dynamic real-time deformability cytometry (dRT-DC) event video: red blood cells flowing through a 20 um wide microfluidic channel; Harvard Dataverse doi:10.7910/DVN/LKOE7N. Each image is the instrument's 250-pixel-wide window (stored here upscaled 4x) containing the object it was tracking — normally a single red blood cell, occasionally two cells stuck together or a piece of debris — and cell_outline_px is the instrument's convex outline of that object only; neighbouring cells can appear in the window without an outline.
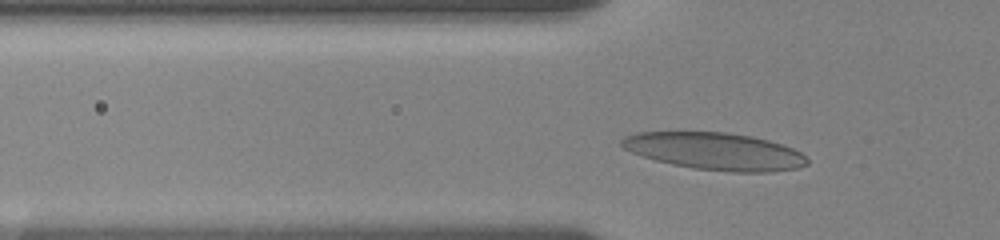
{"species": "human", "species_latin": "Homo sapiens", "temperature_condition": "room temperature", "stored_images_in_passage": 28, "camera_frame_rate_fps": 3000, "um_per_image_px": 0.085, "donor": {"sex": "female"}, "frame": {"image": 1, "passage_image": 4, "time_ms": 1.667, "image_size_px": [1000, 240], "cell_outline_px": [[808, 164], [800, 168], [772, 172], [732, 172], [692, 168], [672, 164], [656, 160], [632, 152], [624, 148], [620, 144], [620, 140], [624, 136], [636, 132], [724, 132], [752, 136], [768, 140], [792, 148], [800, 152], [808, 160]], "centroid_in_image_um": [60.78, 12.86], "position_along_channel_um": 65.0, "area_um2": 40.23}}
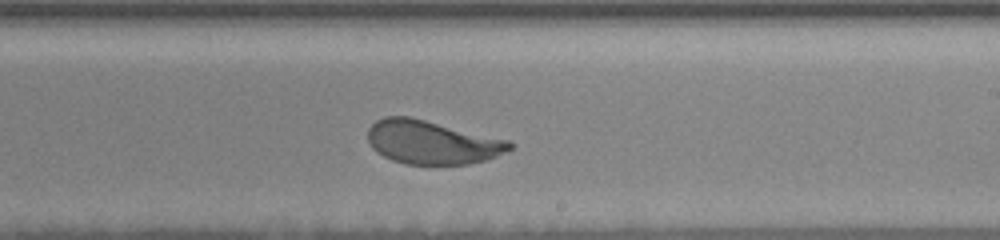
{"frame": {"image": 2, "passage_image": 18, "time_ms": 7.0, "image_size_px": [1000, 240], "cell_outline_px": [[512, 148], [496, 156], [484, 160], [468, 164], [404, 164], [392, 160], [376, 152], [372, 148], [368, 140], [368, 128], [376, 120], [384, 116], [408, 116], [508, 140], [512, 144]], "centroid_in_image_um": [36.66, 12.09], "position_along_channel_um": 252.3, "area_um2": 35.72}}
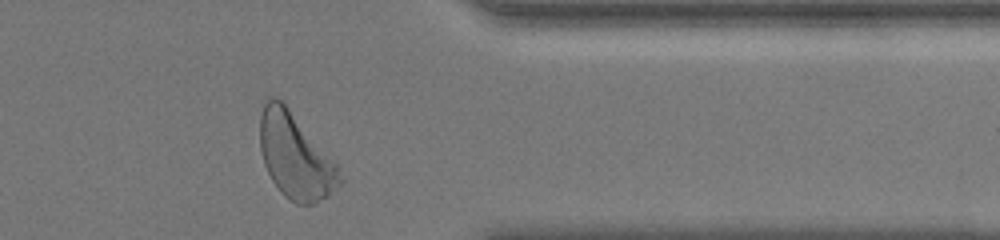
{"frame": {"image": 3, "passage_image": 28, "time_ms": 11.0, "image_size_px": [1000, 240], "cell_outline_px": [[344, 180], [328, 196], [312, 204], [296, 204], [284, 196], [280, 192], [272, 180], [264, 164], [260, 148], [260, 116], [264, 104], [268, 96], [276, 96], [288, 108], [336, 164]], "centroid_in_image_um": [25.08, 13.29], "position_along_channel_um": 386.3, "area_um2": 39.02}, "authors_computed_cell_mechanics": {"area_um2": 36.7897, "velocity_mm_per_s": 3.5464, "shape_relaxation_time_tau1_ms": 3.0947, "shape_relaxation_time_tau2_ms": null, "deformation_change_tau1": 0.1278, "deformation_change_tau2": null}}